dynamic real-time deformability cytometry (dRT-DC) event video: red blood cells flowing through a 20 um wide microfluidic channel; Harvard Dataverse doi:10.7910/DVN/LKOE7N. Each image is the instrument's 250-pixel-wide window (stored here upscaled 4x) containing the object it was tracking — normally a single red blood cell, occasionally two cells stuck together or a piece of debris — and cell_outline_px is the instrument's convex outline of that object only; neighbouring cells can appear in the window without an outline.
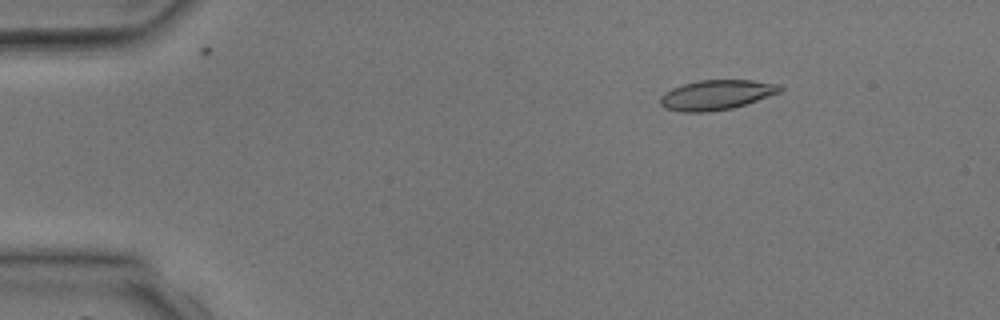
{"species": "common noctule bat (a hibernating species)", "species_latin": "Nyctalus noctula", "temperature_condition": "room temperature", "stored_images_in_passage": 5, "camera_frame_rate_fps": 3000, "um_per_image_px": 0.085, "animal": {"sex": "male", "body_mass_g": 17.9, "forearm_length_mm": 54.2}, "frame": {"image": 1, "passage_image": 2, "time_ms": 1.333, "image_size_px": [1000, 320], "cell_outline_px": [[784, 88], [780, 92], [732, 108], [708, 112], [680, 112], [664, 108], [660, 104], [660, 96], [664, 92], [672, 88], [684, 84], [700, 80], [752, 80], [780, 84]], "centroid_in_image_um": [60.87, 8.06], "position_along_channel_um": 24.1, "area_um2": 20.81}}
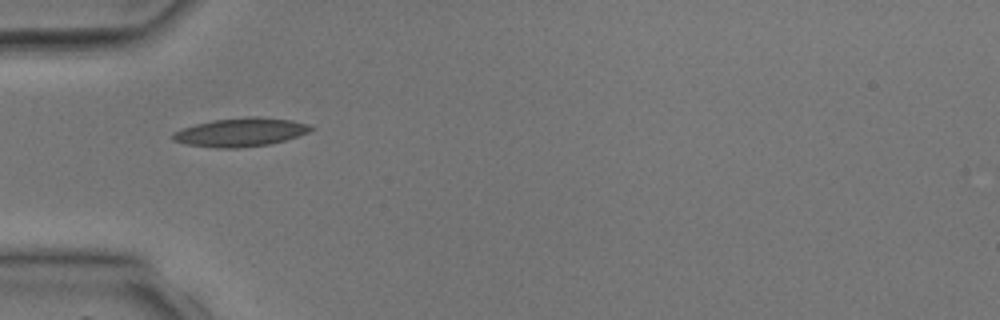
{"frame": {"image": 2, "passage_image": 4, "time_ms": 3.667, "image_size_px": [1000, 320], "cell_outline_px": [[316, 128], [308, 132], [284, 140], [268, 144], [236, 148], [216, 148], [184, 144], [172, 140], [172, 132], [196, 124], [212, 120], [244, 116], [256, 116], [292, 120], [308, 124]], "centroid_in_image_um": [20.43, 11.23], "position_along_channel_um": 64.6, "area_um2": 23.0}}